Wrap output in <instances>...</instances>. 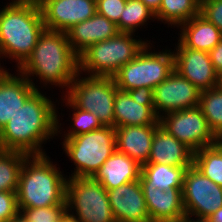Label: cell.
<instances>
[{
  "mask_svg": "<svg viewBox=\"0 0 222 222\" xmlns=\"http://www.w3.org/2000/svg\"><path fill=\"white\" fill-rule=\"evenodd\" d=\"M117 89L113 77H82L79 73L64 96L76 108L92 112L103 126L114 127V101Z\"/></svg>",
  "mask_w": 222,
  "mask_h": 222,
  "instance_id": "ba28073f",
  "label": "cell"
},
{
  "mask_svg": "<svg viewBox=\"0 0 222 222\" xmlns=\"http://www.w3.org/2000/svg\"><path fill=\"white\" fill-rule=\"evenodd\" d=\"M198 1H199V4H201V3L208 2V1H210V0H198Z\"/></svg>",
  "mask_w": 222,
  "mask_h": 222,
  "instance_id": "ee69618b",
  "label": "cell"
},
{
  "mask_svg": "<svg viewBox=\"0 0 222 222\" xmlns=\"http://www.w3.org/2000/svg\"><path fill=\"white\" fill-rule=\"evenodd\" d=\"M12 3L40 4L41 0H11Z\"/></svg>",
  "mask_w": 222,
  "mask_h": 222,
  "instance_id": "b9f144b4",
  "label": "cell"
},
{
  "mask_svg": "<svg viewBox=\"0 0 222 222\" xmlns=\"http://www.w3.org/2000/svg\"><path fill=\"white\" fill-rule=\"evenodd\" d=\"M20 213L30 222H58L67 211V202L39 208H19Z\"/></svg>",
  "mask_w": 222,
  "mask_h": 222,
  "instance_id": "4dcf8cb0",
  "label": "cell"
},
{
  "mask_svg": "<svg viewBox=\"0 0 222 222\" xmlns=\"http://www.w3.org/2000/svg\"><path fill=\"white\" fill-rule=\"evenodd\" d=\"M72 49L80 55L94 43L114 37L119 32L117 25L99 13L72 26L66 31Z\"/></svg>",
  "mask_w": 222,
  "mask_h": 222,
  "instance_id": "ac0fdd59",
  "label": "cell"
},
{
  "mask_svg": "<svg viewBox=\"0 0 222 222\" xmlns=\"http://www.w3.org/2000/svg\"><path fill=\"white\" fill-rule=\"evenodd\" d=\"M58 222H79L72 214L66 211Z\"/></svg>",
  "mask_w": 222,
  "mask_h": 222,
  "instance_id": "ab89813d",
  "label": "cell"
},
{
  "mask_svg": "<svg viewBox=\"0 0 222 222\" xmlns=\"http://www.w3.org/2000/svg\"><path fill=\"white\" fill-rule=\"evenodd\" d=\"M193 165L205 177L222 187V146L218 142L196 151Z\"/></svg>",
  "mask_w": 222,
  "mask_h": 222,
  "instance_id": "4316f807",
  "label": "cell"
},
{
  "mask_svg": "<svg viewBox=\"0 0 222 222\" xmlns=\"http://www.w3.org/2000/svg\"><path fill=\"white\" fill-rule=\"evenodd\" d=\"M27 153L0 149V192H17L19 175Z\"/></svg>",
  "mask_w": 222,
  "mask_h": 222,
  "instance_id": "484cf974",
  "label": "cell"
},
{
  "mask_svg": "<svg viewBox=\"0 0 222 222\" xmlns=\"http://www.w3.org/2000/svg\"><path fill=\"white\" fill-rule=\"evenodd\" d=\"M0 222H6V221L0 216Z\"/></svg>",
  "mask_w": 222,
  "mask_h": 222,
  "instance_id": "bcb514c9",
  "label": "cell"
},
{
  "mask_svg": "<svg viewBox=\"0 0 222 222\" xmlns=\"http://www.w3.org/2000/svg\"><path fill=\"white\" fill-rule=\"evenodd\" d=\"M39 5L45 29L53 31L66 32L97 12L96 0H41Z\"/></svg>",
  "mask_w": 222,
  "mask_h": 222,
  "instance_id": "5bb4252c",
  "label": "cell"
},
{
  "mask_svg": "<svg viewBox=\"0 0 222 222\" xmlns=\"http://www.w3.org/2000/svg\"><path fill=\"white\" fill-rule=\"evenodd\" d=\"M153 19L156 20L155 14L142 1L127 0L117 28L122 33L136 34L138 28L146 26L148 20Z\"/></svg>",
  "mask_w": 222,
  "mask_h": 222,
  "instance_id": "f1b7e54d",
  "label": "cell"
},
{
  "mask_svg": "<svg viewBox=\"0 0 222 222\" xmlns=\"http://www.w3.org/2000/svg\"><path fill=\"white\" fill-rule=\"evenodd\" d=\"M174 51V70L201 92L220 85L208 52L186 48L179 40Z\"/></svg>",
  "mask_w": 222,
  "mask_h": 222,
  "instance_id": "4fadbf2b",
  "label": "cell"
},
{
  "mask_svg": "<svg viewBox=\"0 0 222 222\" xmlns=\"http://www.w3.org/2000/svg\"><path fill=\"white\" fill-rule=\"evenodd\" d=\"M1 60V59H0ZM0 70H6V68H4L3 66H1V63H0Z\"/></svg>",
  "mask_w": 222,
  "mask_h": 222,
  "instance_id": "f6af8a7d",
  "label": "cell"
},
{
  "mask_svg": "<svg viewBox=\"0 0 222 222\" xmlns=\"http://www.w3.org/2000/svg\"><path fill=\"white\" fill-rule=\"evenodd\" d=\"M142 165L117 149L92 177L108 191L140 179Z\"/></svg>",
  "mask_w": 222,
  "mask_h": 222,
  "instance_id": "d6986e66",
  "label": "cell"
},
{
  "mask_svg": "<svg viewBox=\"0 0 222 222\" xmlns=\"http://www.w3.org/2000/svg\"><path fill=\"white\" fill-rule=\"evenodd\" d=\"M152 43L113 76L117 88L122 91L148 87L154 89L174 71V54L171 49L155 51Z\"/></svg>",
  "mask_w": 222,
  "mask_h": 222,
  "instance_id": "52a82bcc",
  "label": "cell"
},
{
  "mask_svg": "<svg viewBox=\"0 0 222 222\" xmlns=\"http://www.w3.org/2000/svg\"><path fill=\"white\" fill-rule=\"evenodd\" d=\"M134 36L138 37L133 33L120 32L110 39L88 47L79 55V73L82 75L84 72L88 76L113 77L151 41Z\"/></svg>",
  "mask_w": 222,
  "mask_h": 222,
  "instance_id": "5b68a950",
  "label": "cell"
},
{
  "mask_svg": "<svg viewBox=\"0 0 222 222\" xmlns=\"http://www.w3.org/2000/svg\"><path fill=\"white\" fill-rule=\"evenodd\" d=\"M150 222H178L184 217L182 188L166 191L153 187H142Z\"/></svg>",
  "mask_w": 222,
  "mask_h": 222,
  "instance_id": "e0dca14e",
  "label": "cell"
},
{
  "mask_svg": "<svg viewBox=\"0 0 222 222\" xmlns=\"http://www.w3.org/2000/svg\"><path fill=\"white\" fill-rule=\"evenodd\" d=\"M131 98L141 105H154L153 104V89L148 87H140L127 91Z\"/></svg>",
  "mask_w": 222,
  "mask_h": 222,
  "instance_id": "e575fe53",
  "label": "cell"
},
{
  "mask_svg": "<svg viewBox=\"0 0 222 222\" xmlns=\"http://www.w3.org/2000/svg\"><path fill=\"white\" fill-rule=\"evenodd\" d=\"M160 125L154 105L135 102L127 91L117 89L114 101V127Z\"/></svg>",
  "mask_w": 222,
  "mask_h": 222,
  "instance_id": "603a6c76",
  "label": "cell"
},
{
  "mask_svg": "<svg viewBox=\"0 0 222 222\" xmlns=\"http://www.w3.org/2000/svg\"><path fill=\"white\" fill-rule=\"evenodd\" d=\"M201 91L177 71H173L153 89L155 114L161 116L199 106Z\"/></svg>",
  "mask_w": 222,
  "mask_h": 222,
  "instance_id": "7c38bea8",
  "label": "cell"
},
{
  "mask_svg": "<svg viewBox=\"0 0 222 222\" xmlns=\"http://www.w3.org/2000/svg\"><path fill=\"white\" fill-rule=\"evenodd\" d=\"M189 167L168 164L146 163L142 165L141 187H153L166 191L168 188H182L185 172Z\"/></svg>",
  "mask_w": 222,
  "mask_h": 222,
  "instance_id": "cb8c5ba5",
  "label": "cell"
},
{
  "mask_svg": "<svg viewBox=\"0 0 222 222\" xmlns=\"http://www.w3.org/2000/svg\"><path fill=\"white\" fill-rule=\"evenodd\" d=\"M66 202L79 222H116L107 190L92 177H67Z\"/></svg>",
  "mask_w": 222,
  "mask_h": 222,
  "instance_id": "9c48e42d",
  "label": "cell"
},
{
  "mask_svg": "<svg viewBox=\"0 0 222 222\" xmlns=\"http://www.w3.org/2000/svg\"><path fill=\"white\" fill-rule=\"evenodd\" d=\"M159 126L133 125L115 128L116 149L136 160L140 165L146 164L149 159L155 130Z\"/></svg>",
  "mask_w": 222,
  "mask_h": 222,
  "instance_id": "44dd1931",
  "label": "cell"
},
{
  "mask_svg": "<svg viewBox=\"0 0 222 222\" xmlns=\"http://www.w3.org/2000/svg\"><path fill=\"white\" fill-rule=\"evenodd\" d=\"M62 148L75 168L68 177H93L116 150L115 127L102 126L88 133L63 139Z\"/></svg>",
  "mask_w": 222,
  "mask_h": 222,
  "instance_id": "8992f818",
  "label": "cell"
},
{
  "mask_svg": "<svg viewBox=\"0 0 222 222\" xmlns=\"http://www.w3.org/2000/svg\"><path fill=\"white\" fill-rule=\"evenodd\" d=\"M200 14L198 0H162L159 10L155 13L157 21L168 26L179 27L194 16Z\"/></svg>",
  "mask_w": 222,
  "mask_h": 222,
  "instance_id": "d4e9b609",
  "label": "cell"
},
{
  "mask_svg": "<svg viewBox=\"0 0 222 222\" xmlns=\"http://www.w3.org/2000/svg\"><path fill=\"white\" fill-rule=\"evenodd\" d=\"M182 202L186 215L207 219L222 208V187L192 165L185 172Z\"/></svg>",
  "mask_w": 222,
  "mask_h": 222,
  "instance_id": "8fae6325",
  "label": "cell"
},
{
  "mask_svg": "<svg viewBox=\"0 0 222 222\" xmlns=\"http://www.w3.org/2000/svg\"><path fill=\"white\" fill-rule=\"evenodd\" d=\"M44 29L39 4L9 0L0 10V58L15 60L18 69L31 55Z\"/></svg>",
  "mask_w": 222,
  "mask_h": 222,
  "instance_id": "3957f363",
  "label": "cell"
},
{
  "mask_svg": "<svg viewBox=\"0 0 222 222\" xmlns=\"http://www.w3.org/2000/svg\"><path fill=\"white\" fill-rule=\"evenodd\" d=\"M155 14L162 3V0H140Z\"/></svg>",
  "mask_w": 222,
  "mask_h": 222,
  "instance_id": "8d00e7d4",
  "label": "cell"
},
{
  "mask_svg": "<svg viewBox=\"0 0 222 222\" xmlns=\"http://www.w3.org/2000/svg\"><path fill=\"white\" fill-rule=\"evenodd\" d=\"M159 124L194 153L217 143L199 106L167 113L159 118Z\"/></svg>",
  "mask_w": 222,
  "mask_h": 222,
  "instance_id": "30bf717a",
  "label": "cell"
},
{
  "mask_svg": "<svg viewBox=\"0 0 222 222\" xmlns=\"http://www.w3.org/2000/svg\"><path fill=\"white\" fill-rule=\"evenodd\" d=\"M62 100L66 107L68 106V109L71 108L73 109L72 112L74 111L71 118L72 125L68 126V129L70 130H67V132L65 131L62 134L63 136H59L64 137L62 139H68L73 136L88 133L103 126L99 119L92 112L76 108L65 96H62Z\"/></svg>",
  "mask_w": 222,
  "mask_h": 222,
  "instance_id": "f546056e",
  "label": "cell"
},
{
  "mask_svg": "<svg viewBox=\"0 0 222 222\" xmlns=\"http://www.w3.org/2000/svg\"><path fill=\"white\" fill-rule=\"evenodd\" d=\"M9 222H30L27 220L23 215L19 212L13 219H11Z\"/></svg>",
  "mask_w": 222,
  "mask_h": 222,
  "instance_id": "60d3db41",
  "label": "cell"
},
{
  "mask_svg": "<svg viewBox=\"0 0 222 222\" xmlns=\"http://www.w3.org/2000/svg\"><path fill=\"white\" fill-rule=\"evenodd\" d=\"M18 201L16 192H0V216L6 221L9 222L13 219L18 213Z\"/></svg>",
  "mask_w": 222,
  "mask_h": 222,
  "instance_id": "836d02e7",
  "label": "cell"
},
{
  "mask_svg": "<svg viewBox=\"0 0 222 222\" xmlns=\"http://www.w3.org/2000/svg\"><path fill=\"white\" fill-rule=\"evenodd\" d=\"M216 73L222 76V40L209 52Z\"/></svg>",
  "mask_w": 222,
  "mask_h": 222,
  "instance_id": "d590c367",
  "label": "cell"
},
{
  "mask_svg": "<svg viewBox=\"0 0 222 222\" xmlns=\"http://www.w3.org/2000/svg\"><path fill=\"white\" fill-rule=\"evenodd\" d=\"M37 86L31 76L40 79L43 88L55 85L68 91L73 79L79 74V55L72 49L67 33L44 29L27 60L16 70ZM36 85V86H35Z\"/></svg>",
  "mask_w": 222,
  "mask_h": 222,
  "instance_id": "7a4b0ae2",
  "label": "cell"
},
{
  "mask_svg": "<svg viewBox=\"0 0 222 222\" xmlns=\"http://www.w3.org/2000/svg\"><path fill=\"white\" fill-rule=\"evenodd\" d=\"M199 107L205 116L209 129L216 137L222 134V85L200 94Z\"/></svg>",
  "mask_w": 222,
  "mask_h": 222,
  "instance_id": "83f0119b",
  "label": "cell"
},
{
  "mask_svg": "<svg viewBox=\"0 0 222 222\" xmlns=\"http://www.w3.org/2000/svg\"><path fill=\"white\" fill-rule=\"evenodd\" d=\"M194 152L160 126L155 130L147 163L168 164L176 167L193 165Z\"/></svg>",
  "mask_w": 222,
  "mask_h": 222,
  "instance_id": "ffe728a7",
  "label": "cell"
},
{
  "mask_svg": "<svg viewBox=\"0 0 222 222\" xmlns=\"http://www.w3.org/2000/svg\"><path fill=\"white\" fill-rule=\"evenodd\" d=\"M220 84L222 85V76L220 77Z\"/></svg>",
  "mask_w": 222,
  "mask_h": 222,
  "instance_id": "7dc6e473",
  "label": "cell"
},
{
  "mask_svg": "<svg viewBox=\"0 0 222 222\" xmlns=\"http://www.w3.org/2000/svg\"><path fill=\"white\" fill-rule=\"evenodd\" d=\"M217 142L222 146V134L217 137Z\"/></svg>",
  "mask_w": 222,
  "mask_h": 222,
  "instance_id": "7bdbcfd3",
  "label": "cell"
},
{
  "mask_svg": "<svg viewBox=\"0 0 222 222\" xmlns=\"http://www.w3.org/2000/svg\"><path fill=\"white\" fill-rule=\"evenodd\" d=\"M37 91L19 72L0 70V131L22 105Z\"/></svg>",
  "mask_w": 222,
  "mask_h": 222,
  "instance_id": "2e32d148",
  "label": "cell"
},
{
  "mask_svg": "<svg viewBox=\"0 0 222 222\" xmlns=\"http://www.w3.org/2000/svg\"><path fill=\"white\" fill-rule=\"evenodd\" d=\"M210 222H222V208H219L207 218Z\"/></svg>",
  "mask_w": 222,
  "mask_h": 222,
  "instance_id": "74e56055",
  "label": "cell"
},
{
  "mask_svg": "<svg viewBox=\"0 0 222 222\" xmlns=\"http://www.w3.org/2000/svg\"><path fill=\"white\" fill-rule=\"evenodd\" d=\"M116 222H150L140 181H133L107 191Z\"/></svg>",
  "mask_w": 222,
  "mask_h": 222,
  "instance_id": "9a60e30c",
  "label": "cell"
},
{
  "mask_svg": "<svg viewBox=\"0 0 222 222\" xmlns=\"http://www.w3.org/2000/svg\"><path fill=\"white\" fill-rule=\"evenodd\" d=\"M178 40L192 50L210 52L221 40L222 32L200 14L182 23Z\"/></svg>",
  "mask_w": 222,
  "mask_h": 222,
  "instance_id": "7402d4cb",
  "label": "cell"
},
{
  "mask_svg": "<svg viewBox=\"0 0 222 222\" xmlns=\"http://www.w3.org/2000/svg\"><path fill=\"white\" fill-rule=\"evenodd\" d=\"M55 103L37 90L0 131V149L46 154L42 144L62 134L63 129Z\"/></svg>",
  "mask_w": 222,
  "mask_h": 222,
  "instance_id": "6da1fadb",
  "label": "cell"
},
{
  "mask_svg": "<svg viewBox=\"0 0 222 222\" xmlns=\"http://www.w3.org/2000/svg\"><path fill=\"white\" fill-rule=\"evenodd\" d=\"M127 0H96L97 13L103 15L116 25L119 23Z\"/></svg>",
  "mask_w": 222,
  "mask_h": 222,
  "instance_id": "1f68e13d",
  "label": "cell"
},
{
  "mask_svg": "<svg viewBox=\"0 0 222 222\" xmlns=\"http://www.w3.org/2000/svg\"><path fill=\"white\" fill-rule=\"evenodd\" d=\"M200 15L222 32V0H210L201 3Z\"/></svg>",
  "mask_w": 222,
  "mask_h": 222,
  "instance_id": "d6a6232c",
  "label": "cell"
},
{
  "mask_svg": "<svg viewBox=\"0 0 222 222\" xmlns=\"http://www.w3.org/2000/svg\"><path fill=\"white\" fill-rule=\"evenodd\" d=\"M178 222H210L208 219L206 218H196L189 215H185L184 217H182Z\"/></svg>",
  "mask_w": 222,
  "mask_h": 222,
  "instance_id": "f35d334b",
  "label": "cell"
},
{
  "mask_svg": "<svg viewBox=\"0 0 222 222\" xmlns=\"http://www.w3.org/2000/svg\"><path fill=\"white\" fill-rule=\"evenodd\" d=\"M66 185L67 178L47 154L28 155L19 175L18 208L63 204L66 201Z\"/></svg>",
  "mask_w": 222,
  "mask_h": 222,
  "instance_id": "277c9868",
  "label": "cell"
}]
</instances>
